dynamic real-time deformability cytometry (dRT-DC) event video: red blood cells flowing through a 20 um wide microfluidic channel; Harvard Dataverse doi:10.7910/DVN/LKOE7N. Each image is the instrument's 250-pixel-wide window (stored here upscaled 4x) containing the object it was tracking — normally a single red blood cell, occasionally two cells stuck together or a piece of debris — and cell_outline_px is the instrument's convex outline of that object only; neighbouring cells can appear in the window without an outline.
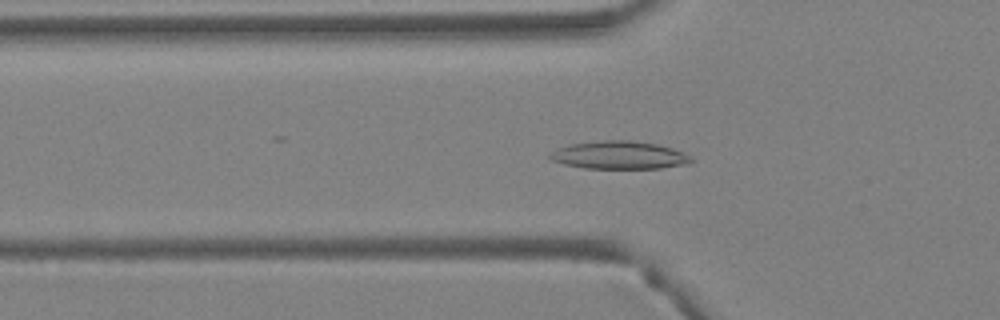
{"species": "Egyptian fruit bat (a non-hibernating species)", "species_latin": "Rousettus aegyptiacus", "temperature_condition": "warm", "stored_images_in_passage": 42, "camera_frame_rate_fps": 3000, "um_per_image_px": 0.085, "animal": {"sex": "female"}, "frame": {"image": 1, "passage_image": 15, "time_ms": 4.667, "image_size_px": [1000, 320], "cell_outline_px": [[696, 160], [692, 164], [660, 168], [584, 168], [564, 164], [552, 160], [548, 156], [556, 148], [568, 144], [600, 140], [628, 140], [656, 144], [672, 148], [684, 152], [692, 156]], "centroid_in_image_um": [52.69, 13.18], "position_along_channel_um": 73.1, "area_um2": 23.24}}
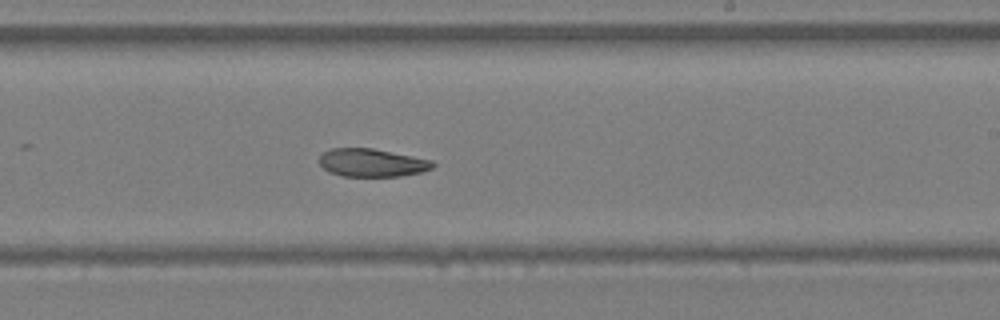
{"frame": {"image": 2, "passage_image": 26, "time_ms": 8.333, "image_size_px": [1000, 320], "cell_outline_px": [[436, 164], [432, 168], [420, 172], [400, 176], [344, 176], [328, 172], [320, 164], [320, 156], [324, 152], [332, 148], [372, 148], [432, 160]], "centroid_in_image_um": [31.61, 13.83], "position_along_channel_um": 257.4, "area_um2": 18.38}}
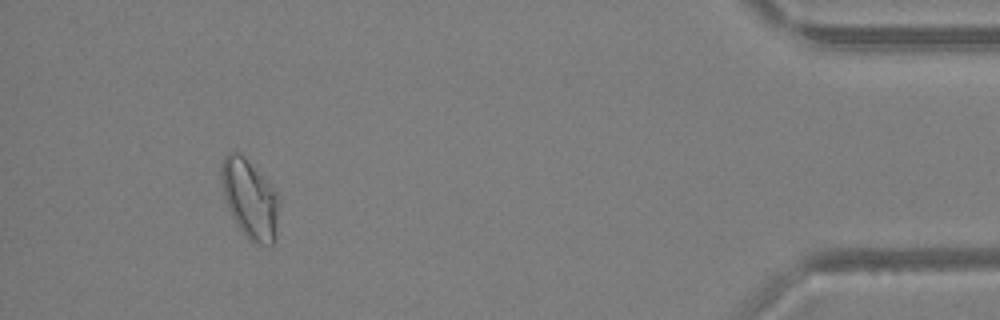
{"frame": {"image": 3, "passage_image": 39, "time_ms": 12.667, "image_size_px": [1000, 320], "cell_outline_px": [[280, 204], [276, 240], [272, 244], [260, 244], [248, 240], [236, 224], [228, 208], [224, 196], [220, 180], [220, 164], [224, 156], [232, 148], [240, 152], [244, 156], [276, 192]], "centroid_in_image_um": [21.22, 16.9], "position_along_channel_um": 414.0, "area_um2": 26.93}}